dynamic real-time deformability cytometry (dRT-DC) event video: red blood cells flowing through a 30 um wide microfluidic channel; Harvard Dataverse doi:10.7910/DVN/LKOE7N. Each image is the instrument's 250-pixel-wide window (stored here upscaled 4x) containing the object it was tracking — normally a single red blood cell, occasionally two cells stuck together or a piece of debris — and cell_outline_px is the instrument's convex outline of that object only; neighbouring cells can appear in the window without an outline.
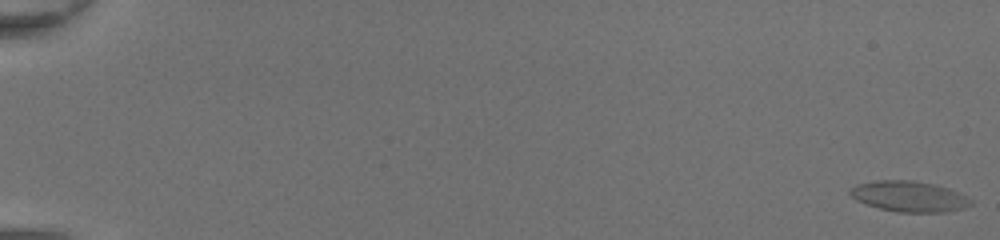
{"species": "common noctule bat (a hibernating species)", "species_latin": "Nyctalus noctula", "temperature_condition": "room temperature", "stored_images_in_passage": 51, "camera_frame_rate_fps": 3000, "um_per_image_px": 0.085, "animal": {"sex": "female", "body_mass_g": 20.0, "forearm_length_mm": 54.0}, "frame": {"image": 1, "passage_image": 1, "time_ms": 0.0, "image_size_px": [1000, 240], "cell_outline_px": [[972, 204], [964, 208], [948, 212], [896, 212], [880, 208], [856, 200], [848, 192], [848, 188], [856, 184], [876, 180], [912, 180], [932, 184], [948, 188], [960, 192], [972, 200]], "centroid_in_image_um": [77.27, 16.69], "position_along_channel_um": 7.7, "area_um2": 21.68}}
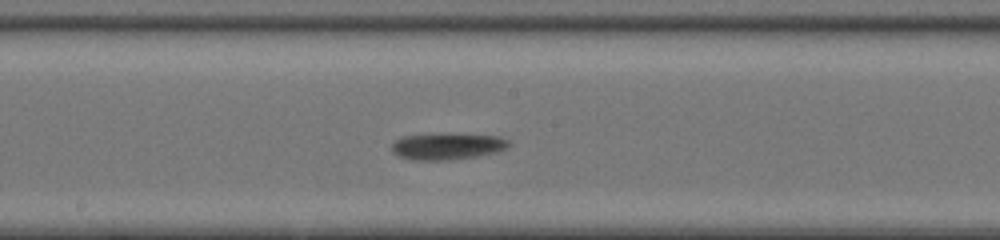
{"frame": {"image": 2, "passage_image": 30, "time_ms": 9.667, "image_size_px": [1000, 240], "cell_outline_px": [[508, 148], [500, 152], [476, 156], [448, 160], [416, 160], [400, 156], [392, 152], [392, 144], [396, 140], [404, 136], [440, 132], [500, 136], [508, 140]], "centroid_in_image_um": [38.05, 12.41], "position_along_channel_um": 210.1, "area_um2": 18.5}}
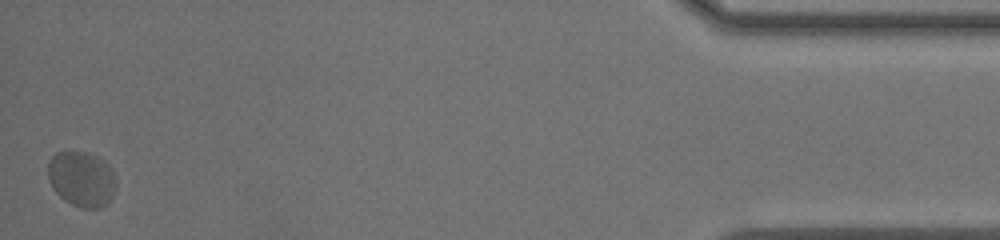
{"frame": {"image": 3, "passage_image": 51, "time_ms": 16.667, "image_size_px": [1000, 240], "cell_outline_px": [[116, 188], [108, 204], [100, 208], [80, 208], [64, 200], [52, 188], [48, 180], [48, 164], [52, 156], [56, 152], [84, 152], [96, 156], [104, 160], [108, 164], [116, 176]], "centroid_in_image_um": [6.96, 15.23], "position_along_channel_um": 428.2, "area_um2": 22.2}, "authors_computed_cell_mechanics": {"area_um2": 19.4208, "velocity_mm_per_s": 4.2301, "shape_relaxation_time_tau1_ms": 5.0363, "shape_relaxation_time_tau2_ms": null, "deformation_change_tau1": 0.1266, "deformation_change_tau2": null}}